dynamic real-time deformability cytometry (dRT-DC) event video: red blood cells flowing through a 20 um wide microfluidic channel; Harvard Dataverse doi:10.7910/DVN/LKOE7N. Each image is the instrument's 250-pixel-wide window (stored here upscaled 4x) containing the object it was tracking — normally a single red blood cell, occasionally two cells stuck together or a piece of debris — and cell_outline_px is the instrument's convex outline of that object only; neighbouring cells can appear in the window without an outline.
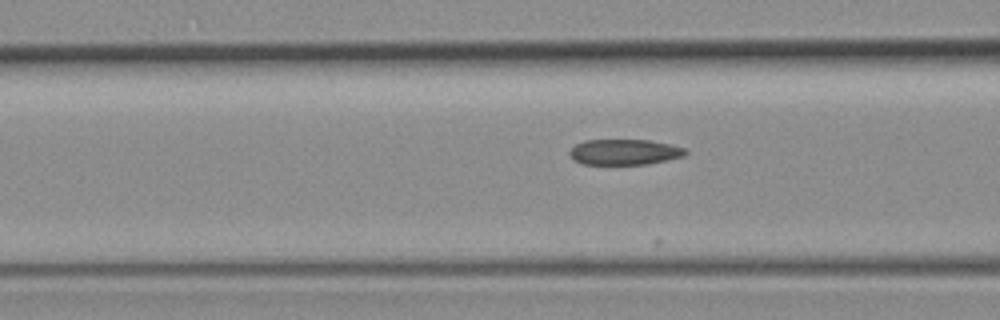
{"species": "common noctule bat (a hibernating species)", "species_latin": "Nyctalus noctula", "temperature_condition": "room temperature", "stored_images_in_passage": 8, "camera_frame_rate_fps": 3000, "um_per_image_px": 0.085, "animal": {"sex": "female", "body_mass_g": 19.3, "forearm_length_mm": 54.1}, "frame": {"image": 1, "passage_image": 6, "time_ms": 1.667, "image_size_px": [1000, 320], "cell_outline_px": [[688, 152], [684, 156], [648, 164], [584, 164], [572, 160], [568, 152], [576, 144], [584, 140], [648, 140], [668, 144], [684, 148]], "centroid_in_image_um": [53.04, 12.92], "position_along_channel_um": 113.6, "area_um2": 17.22}}